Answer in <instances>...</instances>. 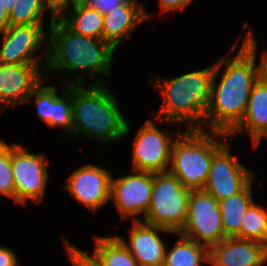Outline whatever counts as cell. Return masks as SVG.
I'll use <instances>...</instances> for the list:
<instances>
[{
  "instance_id": "cell-1",
  "label": "cell",
  "mask_w": 267,
  "mask_h": 266,
  "mask_svg": "<svg viewBox=\"0 0 267 266\" xmlns=\"http://www.w3.org/2000/svg\"><path fill=\"white\" fill-rule=\"evenodd\" d=\"M236 45L237 42L215 63L209 105L204 115L205 128L209 122L208 128L211 131L228 135L242 121L252 88L259 80L256 65L257 44L252 31L246 33L239 51L227 62L226 56L233 52ZM223 64L227 66L217 84L216 77Z\"/></svg>"
},
{
  "instance_id": "cell-2",
  "label": "cell",
  "mask_w": 267,
  "mask_h": 266,
  "mask_svg": "<svg viewBox=\"0 0 267 266\" xmlns=\"http://www.w3.org/2000/svg\"><path fill=\"white\" fill-rule=\"evenodd\" d=\"M46 60V73L67 71L74 75L68 85H83V77L73 74L86 71L96 79L92 85L106 84L102 77L110 76L111 60L115 49L103 39L90 38L74 33L58 17L50 16ZM100 76V77H99Z\"/></svg>"
},
{
  "instance_id": "cell-3",
  "label": "cell",
  "mask_w": 267,
  "mask_h": 266,
  "mask_svg": "<svg viewBox=\"0 0 267 266\" xmlns=\"http://www.w3.org/2000/svg\"><path fill=\"white\" fill-rule=\"evenodd\" d=\"M118 104L106 84L72 85V136L82 134L106 144L127 135L129 124Z\"/></svg>"
},
{
  "instance_id": "cell-4",
  "label": "cell",
  "mask_w": 267,
  "mask_h": 266,
  "mask_svg": "<svg viewBox=\"0 0 267 266\" xmlns=\"http://www.w3.org/2000/svg\"><path fill=\"white\" fill-rule=\"evenodd\" d=\"M214 69L215 64L162 83L159 78L155 87L159 88L163 104L156 119L167 124L187 122V129H203Z\"/></svg>"
},
{
  "instance_id": "cell-5",
  "label": "cell",
  "mask_w": 267,
  "mask_h": 266,
  "mask_svg": "<svg viewBox=\"0 0 267 266\" xmlns=\"http://www.w3.org/2000/svg\"><path fill=\"white\" fill-rule=\"evenodd\" d=\"M171 150L169 172L189 190H203L213 155L227 142L228 134L207 129H187L176 134ZM222 138V142L213 139ZM223 138L225 140L223 141Z\"/></svg>"
},
{
  "instance_id": "cell-6",
  "label": "cell",
  "mask_w": 267,
  "mask_h": 266,
  "mask_svg": "<svg viewBox=\"0 0 267 266\" xmlns=\"http://www.w3.org/2000/svg\"><path fill=\"white\" fill-rule=\"evenodd\" d=\"M190 191L169 171L153 173L150 206L143 222L178 234L186 222Z\"/></svg>"
},
{
  "instance_id": "cell-7",
  "label": "cell",
  "mask_w": 267,
  "mask_h": 266,
  "mask_svg": "<svg viewBox=\"0 0 267 266\" xmlns=\"http://www.w3.org/2000/svg\"><path fill=\"white\" fill-rule=\"evenodd\" d=\"M178 234L208 248L225 239L219 201L204 190H191L186 222Z\"/></svg>"
},
{
  "instance_id": "cell-8",
  "label": "cell",
  "mask_w": 267,
  "mask_h": 266,
  "mask_svg": "<svg viewBox=\"0 0 267 266\" xmlns=\"http://www.w3.org/2000/svg\"><path fill=\"white\" fill-rule=\"evenodd\" d=\"M20 144L11 143V164L15 186V203L26 204L27 199L40 203L43 200L48 179L43 154L27 152Z\"/></svg>"
},
{
  "instance_id": "cell-9",
  "label": "cell",
  "mask_w": 267,
  "mask_h": 266,
  "mask_svg": "<svg viewBox=\"0 0 267 266\" xmlns=\"http://www.w3.org/2000/svg\"><path fill=\"white\" fill-rule=\"evenodd\" d=\"M146 120L133 140L132 170L167 172L175 139Z\"/></svg>"
},
{
  "instance_id": "cell-10",
  "label": "cell",
  "mask_w": 267,
  "mask_h": 266,
  "mask_svg": "<svg viewBox=\"0 0 267 266\" xmlns=\"http://www.w3.org/2000/svg\"><path fill=\"white\" fill-rule=\"evenodd\" d=\"M227 142L213 155L204 191L218 201L241 192L253 179L254 173L248 170L238 158L230 153Z\"/></svg>"
},
{
  "instance_id": "cell-11",
  "label": "cell",
  "mask_w": 267,
  "mask_h": 266,
  "mask_svg": "<svg viewBox=\"0 0 267 266\" xmlns=\"http://www.w3.org/2000/svg\"><path fill=\"white\" fill-rule=\"evenodd\" d=\"M132 171V175L111 178L110 199L113 198L122 220L142 213L145 217L150 206L153 172Z\"/></svg>"
},
{
  "instance_id": "cell-12",
  "label": "cell",
  "mask_w": 267,
  "mask_h": 266,
  "mask_svg": "<svg viewBox=\"0 0 267 266\" xmlns=\"http://www.w3.org/2000/svg\"><path fill=\"white\" fill-rule=\"evenodd\" d=\"M2 35V36H1ZM2 64H40L41 56L35 57L47 39L44 24L9 25L0 31Z\"/></svg>"
},
{
  "instance_id": "cell-13",
  "label": "cell",
  "mask_w": 267,
  "mask_h": 266,
  "mask_svg": "<svg viewBox=\"0 0 267 266\" xmlns=\"http://www.w3.org/2000/svg\"><path fill=\"white\" fill-rule=\"evenodd\" d=\"M40 67L39 64L0 63V113L26 102L33 90L44 80L42 73L46 64Z\"/></svg>"
},
{
  "instance_id": "cell-14",
  "label": "cell",
  "mask_w": 267,
  "mask_h": 266,
  "mask_svg": "<svg viewBox=\"0 0 267 266\" xmlns=\"http://www.w3.org/2000/svg\"><path fill=\"white\" fill-rule=\"evenodd\" d=\"M111 178V171L88 164L67 178L66 188L81 205L96 212L110 200Z\"/></svg>"
},
{
  "instance_id": "cell-15",
  "label": "cell",
  "mask_w": 267,
  "mask_h": 266,
  "mask_svg": "<svg viewBox=\"0 0 267 266\" xmlns=\"http://www.w3.org/2000/svg\"><path fill=\"white\" fill-rule=\"evenodd\" d=\"M43 83L45 82L42 81L33 90L26 103L35 96L36 114L39 119L49 127H62L65 133L72 135V85L67 84L66 92L58 96L55 86H42Z\"/></svg>"
},
{
  "instance_id": "cell-16",
  "label": "cell",
  "mask_w": 267,
  "mask_h": 266,
  "mask_svg": "<svg viewBox=\"0 0 267 266\" xmlns=\"http://www.w3.org/2000/svg\"><path fill=\"white\" fill-rule=\"evenodd\" d=\"M211 266H263L267 245L255 240L227 237L209 247Z\"/></svg>"
},
{
  "instance_id": "cell-17",
  "label": "cell",
  "mask_w": 267,
  "mask_h": 266,
  "mask_svg": "<svg viewBox=\"0 0 267 266\" xmlns=\"http://www.w3.org/2000/svg\"><path fill=\"white\" fill-rule=\"evenodd\" d=\"M174 232L142 222L138 218L133 219V227L130 232V243H126L121 236L116 237L129 250L140 266H163L166 255V245L157 232Z\"/></svg>"
},
{
  "instance_id": "cell-18",
  "label": "cell",
  "mask_w": 267,
  "mask_h": 266,
  "mask_svg": "<svg viewBox=\"0 0 267 266\" xmlns=\"http://www.w3.org/2000/svg\"><path fill=\"white\" fill-rule=\"evenodd\" d=\"M143 4L123 3L103 17L102 39L115 50L131 36L136 26L150 18Z\"/></svg>"
},
{
  "instance_id": "cell-19",
  "label": "cell",
  "mask_w": 267,
  "mask_h": 266,
  "mask_svg": "<svg viewBox=\"0 0 267 266\" xmlns=\"http://www.w3.org/2000/svg\"><path fill=\"white\" fill-rule=\"evenodd\" d=\"M245 130H248L253 144L267 130V83L260 80L252 88L242 121L229 136L246 133Z\"/></svg>"
},
{
  "instance_id": "cell-20",
  "label": "cell",
  "mask_w": 267,
  "mask_h": 266,
  "mask_svg": "<svg viewBox=\"0 0 267 266\" xmlns=\"http://www.w3.org/2000/svg\"><path fill=\"white\" fill-rule=\"evenodd\" d=\"M252 182L253 180L238 194L219 201L222 227L226 238L236 237L240 233L243 215L254 202Z\"/></svg>"
},
{
  "instance_id": "cell-21",
  "label": "cell",
  "mask_w": 267,
  "mask_h": 266,
  "mask_svg": "<svg viewBox=\"0 0 267 266\" xmlns=\"http://www.w3.org/2000/svg\"><path fill=\"white\" fill-rule=\"evenodd\" d=\"M72 13L63 12L58 18L74 33L102 39L104 15L96 9L79 5L72 7Z\"/></svg>"
},
{
  "instance_id": "cell-22",
  "label": "cell",
  "mask_w": 267,
  "mask_h": 266,
  "mask_svg": "<svg viewBox=\"0 0 267 266\" xmlns=\"http://www.w3.org/2000/svg\"><path fill=\"white\" fill-rule=\"evenodd\" d=\"M171 250H166L163 266H202L208 264L209 248L181 234Z\"/></svg>"
},
{
  "instance_id": "cell-23",
  "label": "cell",
  "mask_w": 267,
  "mask_h": 266,
  "mask_svg": "<svg viewBox=\"0 0 267 266\" xmlns=\"http://www.w3.org/2000/svg\"><path fill=\"white\" fill-rule=\"evenodd\" d=\"M93 256L102 266H140L116 236H95Z\"/></svg>"
},
{
  "instance_id": "cell-24",
  "label": "cell",
  "mask_w": 267,
  "mask_h": 266,
  "mask_svg": "<svg viewBox=\"0 0 267 266\" xmlns=\"http://www.w3.org/2000/svg\"><path fill=\"white\" fill-rule=\"evenodd\" d=\"M239 239L255 240L267 245V209L253 202L243 215Z\"/></svg>"
},
{
  "instance_id": "cell-25",
  "label": "cell",
  "mask_w": 267,
  "mask_h": 266,
  "mask_svg": "<svg viewBox=\"0 0 267 266\" xmlns=\"http://www.w3.org/2000/svg\"><path fill=\"white\" fill-rule=\"evenodd\" d=\"M9 13L10 25L44 24V13L48 7L42 0H15Z\"/></svg>"
},
{
  "instance_id": "cell-26",
  "label": "cell",
  "mask_w": 267,
  "mask_h": 266,
  "mask_svg": "<svg viewBox=\"0 0 267 266\" xmlns=\"http://www.w3.org/2000/svg\"><path fill=\"white\" fill-rule=\"evenodd\" d=\"M0 194L14 199L15 186L11 164V144L0 139Z\"/></svg>"
},
{
  "instance_id": "cell-27",
  "label": "cell",
  "mask_w": 267,
  "mask_h": 266,
  "mask_svg": "<svg viewBox=\"0 0 267 266\" xmlns=\"http://www.w3.org/2000/svg\"><path fill=\"white\" fill-rule=\"evenodd\" d=\"M65 251L67 256L72 263V266H102L101 263L93 256L87 254L83 250L77 248L71 243L67 242V239L64 237Z\"/></svg>"
},
{
  "instance_id": "cell-28",
  "label": "cell",
  "mask_w": 267,
  "mask_h": 266,
  "mask_svg": "<svg viewBox=\"0 0 267 266\" xmlns=\"http://www.w3.org/2000/svg\"><path fill=\"white\" fill-rule=\"evenodd\" d=\"M121 4L123 3L120 0H87L85 6L105 15Z\"/></svg>"
},
{
  "instance_id": "cell-29",
  "label": "cell",
  "mask_w": 267,
  "mask_h": 266,
  "mask_svg": "<svg viewBox=\"0 0 267 266\" xmlns=\"http://www.w3.org/2000/svg\"><path fill=\"white\" fill-rule=\"evenodd\" d=\"M15 0H0V31L6 30L10 25L9 13Z\"/></svg>"
},
{
  "instance_id": "cell-30",
  "label": "cell",
  "mask_w": 267,
  "mask_h": 266,
  "mask_svg": "<svg viewBox=\"0 0 267 266\" xmlns=\"http://www.w3.org/2000/svg\"><path fill=\"white\" fill-rule=\"evenodd\" d=\"M193 0H159L161 14L175 9L187 7Z\"/></svg>"
},
{
  "instance_id": "cell-31",
  "label": "cell",
  "mask_w": 267,
  "mask_h": 266,
  "mask_svg": "<svg viewBox=\"0 0 267 266\" xmlns=\"http://www.w3.org/2000/svg\"><path fill=\"white\" fill-rule=\"evenodd\" d=\"M0 266H18L16 254L5 247L0 246Z\"/></svg>"
},
{
  "instance_id": "cell-32",
  "label": "cell",
  "mask_w": 267,
  "mask_h": 266,
  "mask_svg": "<svg viewBox=\"0 0 267 266\" xmlns=\"http://www.w3.org/2000/svg\"><path fill=\"white\" fill-rule=\"evenodd\" d=\"M52 16L59 17L66 11V0H42Z\"/></svg>"
},
{
  "instance_id": "cell-33",
  "label": "cell",
  "mask_w": 267,
  "mask_h": 266,
  "mask_svg": "<svg viewBox=\"0 0 267 266\" xmlns=\"http://www.w3.org/2000/svg\"><path fill=\"white\" fill-rule=\"evenodd\" d=\"M258 67V78L261 82L267 83V53L262 56L261 62Z\"/></svg>"
},
{
  "instance_id": "cell-34",
  "label": "cell",
  "mask_w": 267,
  "mask_h": 266,
  "mask_svg": "<svg viewBox=\"0 0 267 266\" xmlns=\"http://www.w3.org/2000/svg\"><path fill=\"white\" fill-rule=\"evenodd\" d=\"M87 0H66V11L64 12H69V6L72 5V7L79 6V5H85ZM70 2V3H69Z\"/></svg>"
},
{
  "instance_id": "cell-35",
  "label": "cell",
  "mask_w": 267,
  "mask_h": 266,
  "mask_svg": "<svg viewBox=\"0 0 267 266\" xmlns=\"http://www.w3.org/2000/svg\"><path fill=\"white\" fill-rule=\"evenodd\" d=\"M263 137H266L267 138V130L261 135V137L253 144V146L254 147H258V145H259V143H260V141H261V139L263 138Z\"/></svg>"
},
{
  "instance_id": "cell-36",
  "label": "cell",
  "mask_w": 267,
  "mask_h": 266,
  "mask_svg": "<svg viewBox=\"0 0 267 266\" xmlns=\"http://www.w3.org/2000/svg\"><path fill=\"white\" fill-rule=\"evenodd\" d=\"M122 3H138L137 0H120Z\"/></svg>"
}]
</instances>
